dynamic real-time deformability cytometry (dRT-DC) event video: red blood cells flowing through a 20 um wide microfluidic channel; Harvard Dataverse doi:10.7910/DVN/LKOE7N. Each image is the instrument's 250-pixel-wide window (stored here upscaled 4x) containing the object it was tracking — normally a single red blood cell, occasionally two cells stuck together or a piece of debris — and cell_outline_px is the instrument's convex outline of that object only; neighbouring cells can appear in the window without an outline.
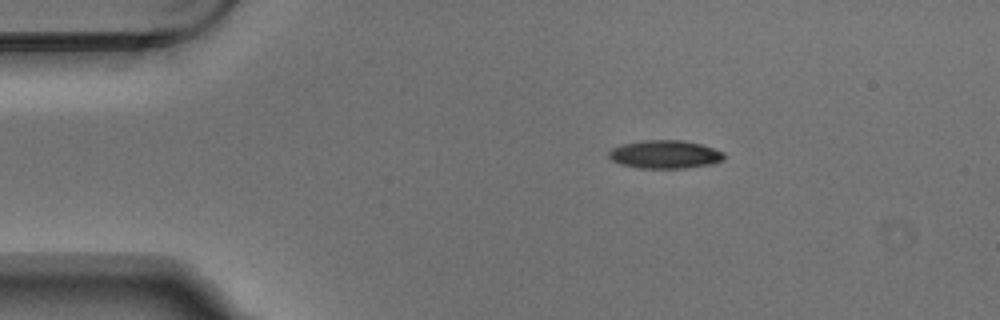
{"species": "Egyptian fruit bat (a non-hibernating species)", "species_latin": "Rousettus aegyptiacus", "temperature_condition": "warm", "stored_images_in_passage": 4, "camera_frame_rate_fps": 3000, "um_per_image_px": 0.085, "animal": {"sex": "male"}, "frame": {"image": 1, "passage_image": 1, "time_ms": 0.0, "image_size_px": [1000, 320], "cell_outline_px": [[724, 160], [712, 164], [684, 168], [640, 168], [620, 164], [612, 160], [608, 156], [608, 152], [612, 148], [620, 144], [640, 140], [684, 140], [700, 144], [724, 152]], "centroid_in_image_um": [56.5, 13.11], "position_along_channel_um": 28.5, "area_um2": 19.07}}
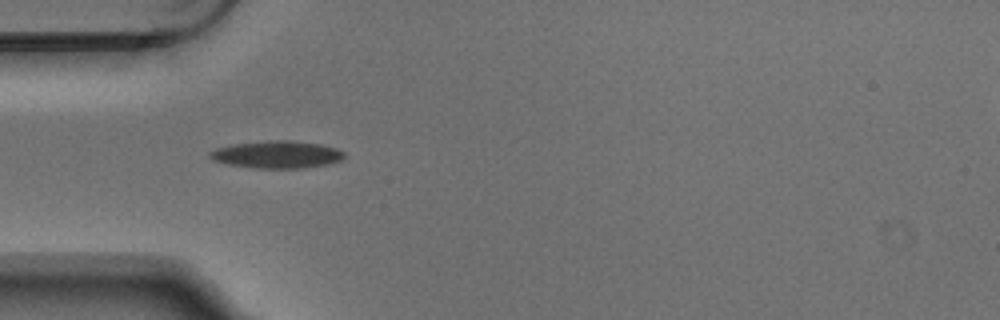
{"frame": {"image": 2, "passage_image": 3, "time_ms": 0.667, "image_size_px": [1000, 320], "cell_outline_px": [[344, 156], [340, 160], [328, 164], [304, 168], [252, 168], [228, 164], [212, 160], [208, 156], [208, 152], [216, 148], [236, 144], [280, 140], [288, 140], [320, 144], [336, 148], [344, 152]], "centroid_in_image_um": [23.52, 13.15], "position_along_channel_um": 61.5, "area_um2": 21.21}}
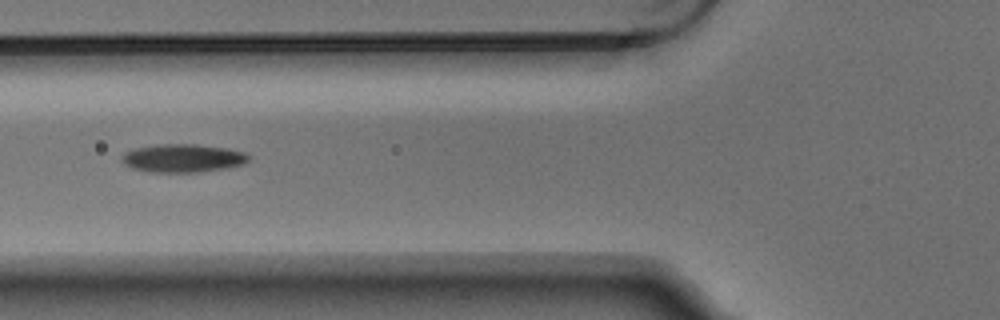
{"frame": {"image": 3, "passage_image": 4, "time_ms": 1.0, "image_size_px": [1000, 320], "cell_outline_px": [[248, 160], [244, 164], [224, 168], [196, 172], [148, 172], [132, 168], [124, 164], [120, 160], [120, 156], [124, 152], [136, 148], [156, 144], [196, 144], [228, 148], [244, 152], [248, 156]], "centroid_in_image_um": [15.49, 13.44], "position_along_channel_um": 110.3, "area_um2": 20.92}}